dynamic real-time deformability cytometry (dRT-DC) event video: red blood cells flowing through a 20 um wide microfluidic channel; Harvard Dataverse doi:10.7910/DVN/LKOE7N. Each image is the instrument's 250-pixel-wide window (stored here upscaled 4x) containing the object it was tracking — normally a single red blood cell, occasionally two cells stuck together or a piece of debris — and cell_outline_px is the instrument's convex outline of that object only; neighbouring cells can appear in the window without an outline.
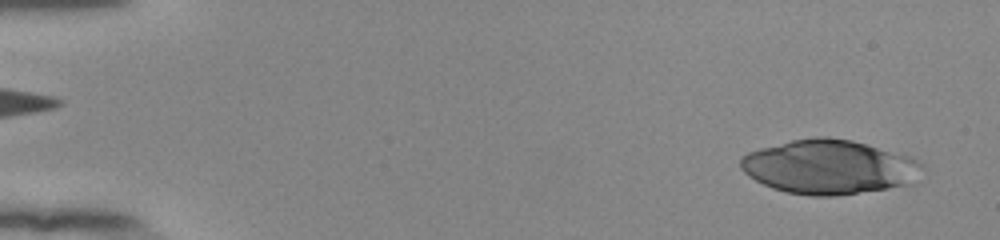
{"species": "human", "species_latin": "Homo sapiens", "temperature_condition": "room temperature", "stored_images_in_passage": 52, "camera_frame_rate_fps": 3000, "um_per_image_px": 0.085, "donor": {"sex": "female"}, "frame": {"image": 1, "passage_image": 3, "time_ms": 0.667, "image_size_px": [1000, 240], "cell_outline_px": [[924, 180], [916, 184], [832, 196], [808, 196], [788, 192], [772, 188], [748, 176], [740, 168], [740, 156], [748, 152], [760, 148], [792, 140], [816, 136], [828, 136], [852, 140], [912, 156], [920, 160], [924, 164]], "centroid_in_image_um": [70.58, 14.19], "position_along_channel_um": 14.4, "area_um2": 58.49}}